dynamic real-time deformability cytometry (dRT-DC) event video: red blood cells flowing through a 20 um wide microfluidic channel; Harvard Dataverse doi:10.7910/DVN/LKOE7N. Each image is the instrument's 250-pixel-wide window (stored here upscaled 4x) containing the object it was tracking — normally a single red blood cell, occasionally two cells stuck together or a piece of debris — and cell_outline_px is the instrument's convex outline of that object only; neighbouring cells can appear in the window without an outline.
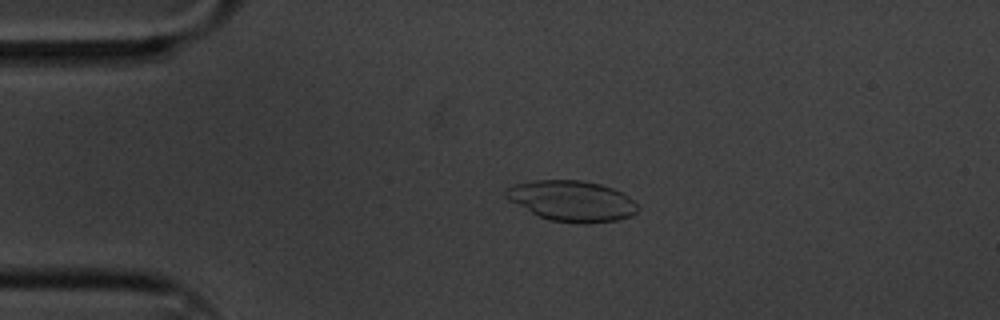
{"species": "common noctule bat (a hibernating species)", "species_latin": "Nyctalus noctula", "temperature_condition": "cold", "stored_images_in_passage": 4, "camera_frame_rate_fps": 3000, "um_per_image_px": 0.085, "animal": {"sex": "male", "body_mass_g": 20.1, "forearm_length_mm": 53.5}, "frame": {"image": 1, "passage_image": 3, "time_ms": 0.667, "image_size_px": [1000, 320], "cell_outline_px": [[640, 208], [636, 212], [628, 216], [616, 220], [584, 224], [580, 224], [552, 220], [540, 216], [508, 200], [504, 196], [504, 188], [516, 184], [532, 180], [580, 180], [600, 184], [612, 188], [628, 196]], "centroid_in_image_um": [48.58, 17.07], "position_along_channel_um": 36.4, "area_um2": 31.04}}